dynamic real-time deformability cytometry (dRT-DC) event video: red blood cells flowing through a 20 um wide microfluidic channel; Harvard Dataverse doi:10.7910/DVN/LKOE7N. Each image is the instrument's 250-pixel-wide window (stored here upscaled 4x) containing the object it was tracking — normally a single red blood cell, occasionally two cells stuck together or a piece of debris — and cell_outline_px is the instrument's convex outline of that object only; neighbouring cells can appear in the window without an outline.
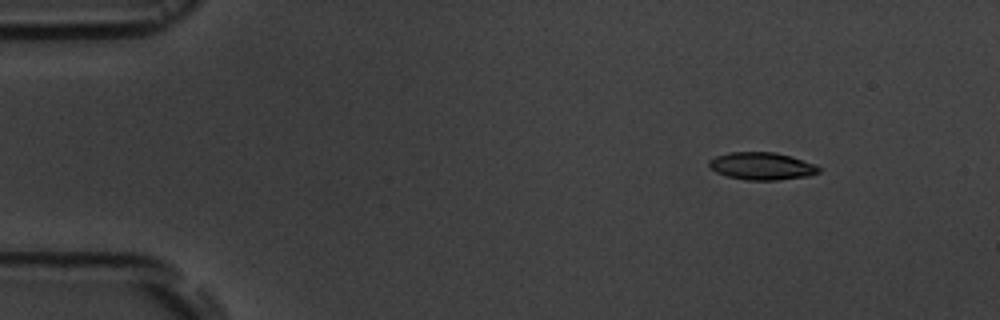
{"species": "common noctule bat (a hibernating species)", "species_latin": "Nyctalus noctula", "temperature_condition": "room temperature", "stored_images_in_passage": 4, "camera_frame_rate_fps": 3000, "um_per_image_px": 0.085, "animal": {"sex": "male", "body_mass_g": 19.5, "forearm_length_mm": 54.6}, "frame": {"image": 1, "passage_image": 1, "time_ms": 0.0, "image_size_px": [1000, 320], "cell_outline_px": [[820, 172], [808, 176], [776, 180], [744, 180], [728, 176], [716, 172], [708, 164], [708, 160], [716, 156], [728, 152], [776, 152], [792, 156], [816, 164], [820, 168]], "centroid_in_image_um": [64.77, 14.11], "position_along_channel_um": 20.2, "area_um2": 17.69}}
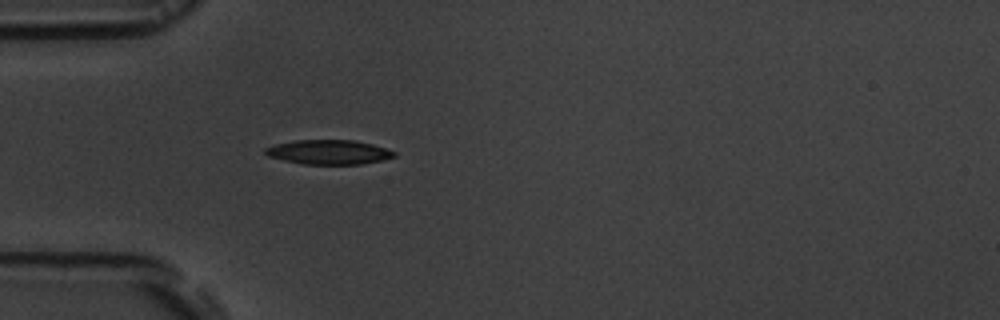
{"frame": {"image": 2, "passage_image": 4, "time_ms": 3.333, "image_size_px": [1000, 320], "cell_outline_px": [[396, 156], [380, 160], [360, 164], [304, 164], [284, 160], [268, 156], [264, 152], [264, 148], [276, 144], [296, 140], [352, 140], [372, 144], [396, 152]], "centroid_in_image_um": [27.92, 12.92], "position_along_channel_um": 57.1, "area_um2": 18.15}}